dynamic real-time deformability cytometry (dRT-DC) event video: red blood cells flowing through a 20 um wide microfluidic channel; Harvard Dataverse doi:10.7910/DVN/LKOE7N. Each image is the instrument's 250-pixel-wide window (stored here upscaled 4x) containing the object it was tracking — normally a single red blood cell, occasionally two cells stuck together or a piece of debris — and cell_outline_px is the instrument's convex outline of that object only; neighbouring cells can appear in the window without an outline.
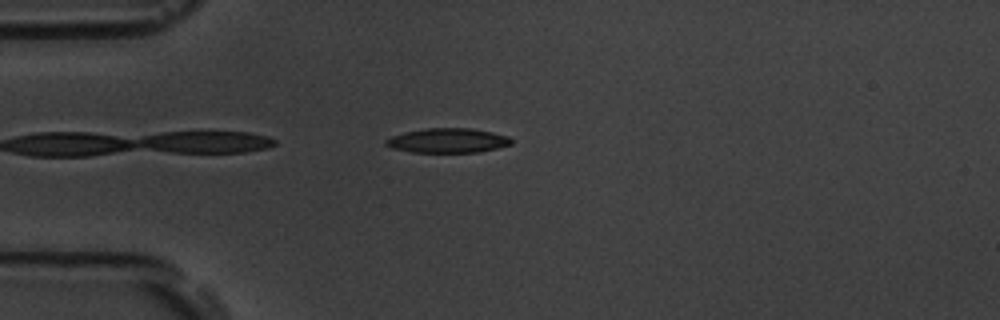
{"species": "common noctule bat (a hibernating species)", "species_latin": "Nyctalus noctula", "temperature_condition": "room temperature", "stored_images_in_passage": 39, "camera_frame_rate_fps": 3000, "um_per_image_px": 0.085, "animal": {"sex": "male", "body_mass_g": 19.5, "forearm_length_mm": 54.6}, "frame": {"image": 1, "passage_image": 3, "time_ms": 0.667, "image_size_px": [1000, 320], "cell_outline_px": [[512, 144], [496, 148], [476, 152], [412, 152], [392, 148], [384, 144], [384, 140], [392, 136], [404, 132], [424, 128], [472, 128], [492, 132], [508, 136], [512, 140]], "centroid_in_image_um": [38.03, 11.94], "position_along_channel_um": 47.0, "area_um2": 17.92}}
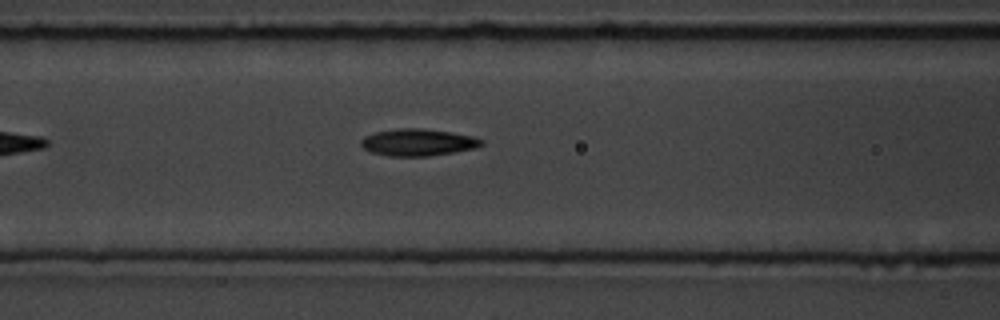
{"frame": {"image": 2, "passage_image": 11, "time_ms": 3.333, "image_size_px": [1000, 320], "cell_outline_px": [[484, 144], [476, 148], [428, 156], [388, 156], [372, 152], [364, 148], [360, 144], [360, 140], [364, 136], [376, 132], [400, 128], [420, 128], [448, 132], [472, 136], [484, 140]], "centroid_in_image_um": [35.52, 12.1], "position_along_channel_um": 131.1, "area_um2": 18.79}}
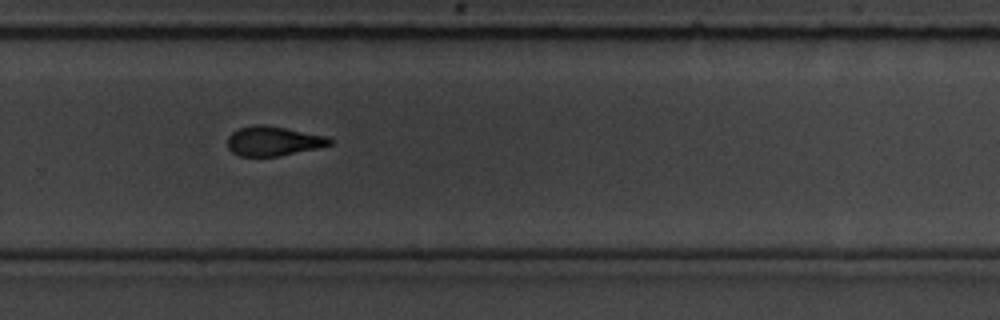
{"frame": {"image": 3, "passage_image": 25, "time_ms": 8.0, "image_size_px": [1000, 320], "cell_outline_px": [[332, 144], [320, 148], [280, 156], [240, 156], [232, 152], [228, 148], [228, 136], [232, 132], [240, 128], [256, 124], [264, 124], [328, 136], [332, 140]], "centroid_in_image_um": [23.25, 11.99], "position_along_channel_um": 306.5, "area_um2": 17.69}, "authors_computed_cell_mechanics": {"area_um2": 18.0914, "velocity_mm_per_s": 3.7693, "shape_relaxation_time_tau1_ms": 3.911, "shape_relaxation_time_tau2_ms": 3.1477, "deformation_change_tau1": 0.146, "deformation_change_tau2": 0.1019}}